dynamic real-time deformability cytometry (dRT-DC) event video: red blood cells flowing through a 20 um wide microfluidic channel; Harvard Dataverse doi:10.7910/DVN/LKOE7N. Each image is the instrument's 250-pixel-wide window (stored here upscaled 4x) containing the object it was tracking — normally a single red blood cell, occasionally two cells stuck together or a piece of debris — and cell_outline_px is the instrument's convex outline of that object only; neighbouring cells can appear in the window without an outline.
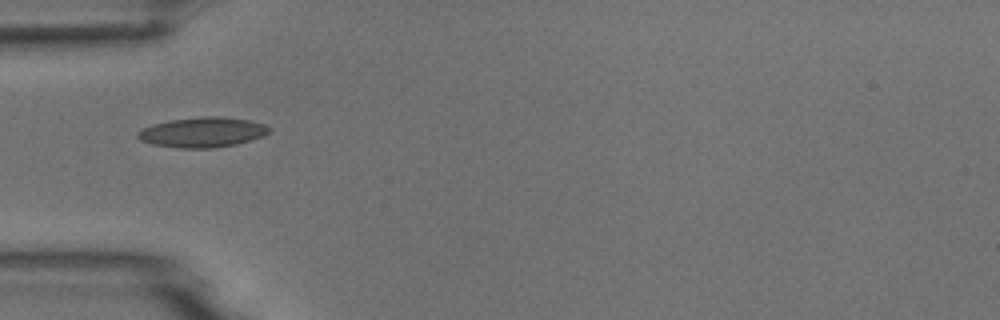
{"species": "common noctule bat (a hibernating species)", "species_latin": "Nyctalus noctula", "temperature_condition": "room temperature", "stored_images_in_passage": 4, "camera_frame_rate_fps": 3000, "um_per_image_px": 0.085, "animal": {"sex": "male", "body_mass_g": 18.8}, "frame": {"image": 1, "passage_image": 1, "time_ms": 0.0, "image_size_px": [1000, 320], "cell_outline_px": [[272, 128], [264, 136], [252, 140], [236, 144], [212, 148], [180, 148], [152, 144], [140, 140], [136, 136], [136, 132], [152, 124], [172, 120], [204, 116], [216, 116], [248, 120], [264, 124]], "centroid_in_image_um": [17.21, 11.25], "position_along_channel_um": 67.8, "area_um2": 22.95}}